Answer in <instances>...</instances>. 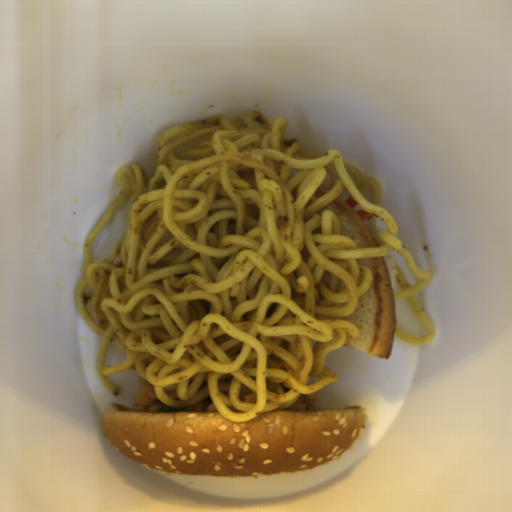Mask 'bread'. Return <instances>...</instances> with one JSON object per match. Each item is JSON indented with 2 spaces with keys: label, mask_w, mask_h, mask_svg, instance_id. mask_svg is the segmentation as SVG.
Listing matches in <instances>:
<instances>
[{
  "label": "bread",
  "mask_w": 512,
  "mask_h": 512,
  "mask_svg": "<svg viewBox=\"0 0 512 512\" xmlns=\"http://www.w3.org/2000/svg\"><path fill=\"white\" fill-rule=\"evenodd\" d=\"M133 405H108L100 413L102 433L115 451L151 470L192 476L310 471L343 454L367 423L363 405L274 409L246 421L187 406L136 410Z\"/></svg>",
  "instance_id": "obj_1"
},
{
  "label": "bread",
  "mask_w": 512,
  "mask_h": 512,
  "mask_svg": "<svg viewBox=\"0 0 512 512\" xmlns=\"http://www.w3.org/2000/svg\"><path fill=\"white\" fill-rule=\"evenodd\" d=\"M360 265L371 268L372 284L361 294L357 309L349 316L317 315L320 320H345L356 324L360 334L357 337H347L344 344L360 351L366 356L388 359L397 330V315L395 291L392 277L386 262L381 257L359 259Z\"/></svg>",
  "instance_id": "obj_2"
},
{
  "label": "bread",
  "mask_w": 512,
  "mask_h": 512,
  "mask_svg": "<svg viewBox=\"0 0 512 512\" xmlns=\"http://www.w3.org/2000/svg\"><path fill=\"white\" fill-rule=\"evenodd\" d=\"M329 210L335 214L340 224L341 236H346L359 249L379 248L370 231L355 211L340 199H335L320 210V215Z\"/></svg>",
  "instance_id": "obj_3"
}]
</instances>
